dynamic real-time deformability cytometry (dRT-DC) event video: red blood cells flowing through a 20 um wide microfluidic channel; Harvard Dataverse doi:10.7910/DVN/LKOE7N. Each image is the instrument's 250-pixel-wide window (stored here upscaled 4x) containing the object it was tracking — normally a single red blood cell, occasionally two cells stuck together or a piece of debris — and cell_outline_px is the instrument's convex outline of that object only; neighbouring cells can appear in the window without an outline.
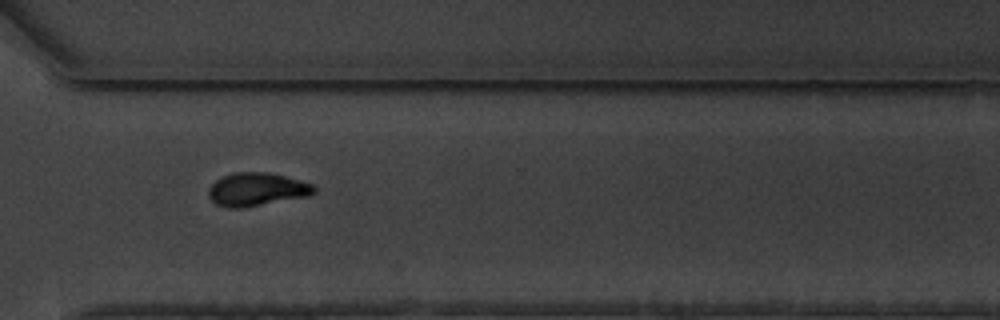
{"species": "common noctule bat (a hibernating species)", "species_latin": "Nyctalus noctula", "temperature_condition": "warm", "stored_images_in_passage": 12, "camera_frame_rate_fps": 3000, "um_per_image_px": 0.085, "animal": {"sex": "male", "body_mass_g": 19.5, "forearm_length_mm": 54.6}, "frame": {"image": 1, "passage_image": 9, "time_ms": 10.0, "image_size_px": [1000, 320], "cell_outline_px": [[316, 192], [308, 196], [244, 208], [228, 208], [216, 204], [208, 196], [208, 188], [216, 180], [232, 172], [268, 172], [284, 176], [312, 184], [316, 188]], "centroid_in_image_um": [21.81, 16.1], "position_along_channel_um": 348.8, "area_um2": 20.46}}
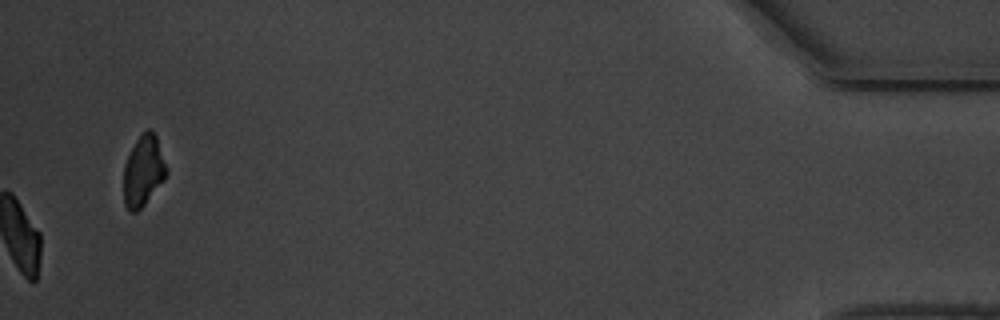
{"frame": {"image": 2, "passage_image": 12, "time_ms": 14.333, "image_size_px": [1000, 320], "cell_outline_px": [[168, 172], [164, 180], [144, 204], [136, 212], [128, 212], [124, 204], [124, 164], [136, 140], [148, 128], [156, 136], [168, 168]], "centroid_in_image_um": [12.19, 14.55], "position_along_channel_um": 423.0, "area_um2": 17.51}, "authors_computed_cell_mechanics": {"area_um2": 20.2011, "velocity_mm_per_s": 3.5239, "shape_relaxation_time_tau1_ms": 5.9745, "shape_relaxation_time_tau2_ms": 1.5029, "deformation_change_tau1": 0.148, "deformation_change_tau2": 0.0695}}